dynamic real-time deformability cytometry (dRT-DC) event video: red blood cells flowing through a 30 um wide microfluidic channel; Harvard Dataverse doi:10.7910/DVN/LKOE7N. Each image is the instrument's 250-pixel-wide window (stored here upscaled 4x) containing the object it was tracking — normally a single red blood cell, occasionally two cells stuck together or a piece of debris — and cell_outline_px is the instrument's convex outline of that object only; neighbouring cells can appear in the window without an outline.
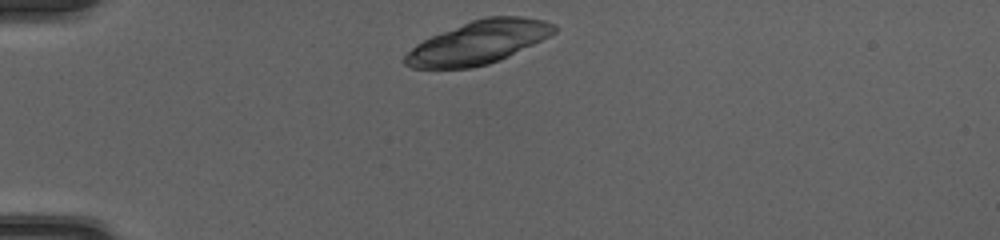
{"species": "common noctule bat (a hibernating species)", "species_latin": "Nyctalus noctula", "temperature_condition": "cold", "stored_images_in_passage": 37, "camera_frame_rate_fps": 3000, "um_per_image_px": 0.085, "animal": {"sex": "female", "body_mass_g": 20.0, "forearm_length_mm": 54.0}, "frame": {"image": 1, "passage_image": 1, "time_ms": 0.0, "image_size_px": [1000, 240], "cell_outline_px": [[556, 32], [500, 60], [488, 64], [472, 68], [412, 68], [404, 64], [404, 56], [416, 44], [432, 36], [472, 20], [488, 16], [520, 16], [544, 20], [556, 24]], "centroid_in_image_um": [40.66, 3.61], "position_along_channel_um": 44.3, "area_um2": 37.05}}